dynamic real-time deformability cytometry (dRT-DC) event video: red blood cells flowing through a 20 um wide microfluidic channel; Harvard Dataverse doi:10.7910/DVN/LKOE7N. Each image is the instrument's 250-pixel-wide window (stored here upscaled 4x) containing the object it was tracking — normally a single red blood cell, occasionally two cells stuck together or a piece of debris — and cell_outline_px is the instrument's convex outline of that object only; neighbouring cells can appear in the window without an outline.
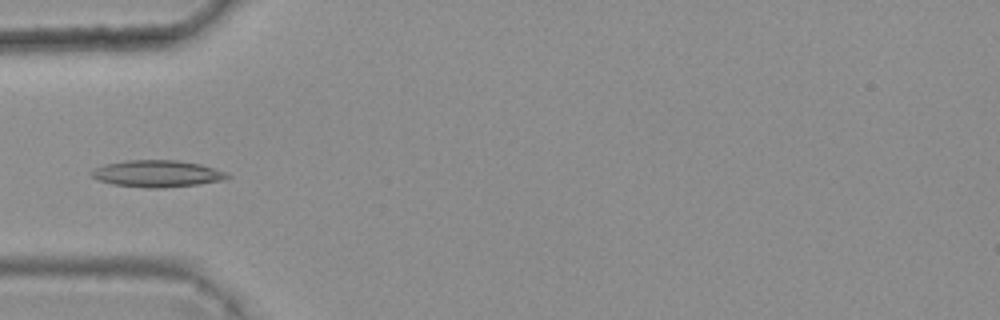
{"species": "common noctule bat (a hibernating species)", "species_latin": "Nyctalus noctula", "temperature_condition": "warm", "stored_images_in_passage": 4, "camera_frame_rate_fps": 3000, "um_per_image_px": 0.085, "animal": {"sex": "female", "body_mass_g": 25.1}, "frame": {"image": 1, "passage_image": 4, "time_ms": 1.0, "image_size_px": [1000, 320], "cell_outline_px": [[232, 176], [228, 180], [200, 184], [160, 188], [148, 188], [112, 184], [100, 180], [92, 176], [88, 172], [96, 168], [108, 164], [124, 160], [180, 160], [200, 164], [228, 172]], "centroid_in_image_um": [13.45, 14.76], "position_along_channel_um": 71.6, "area_um2": 21.39}}